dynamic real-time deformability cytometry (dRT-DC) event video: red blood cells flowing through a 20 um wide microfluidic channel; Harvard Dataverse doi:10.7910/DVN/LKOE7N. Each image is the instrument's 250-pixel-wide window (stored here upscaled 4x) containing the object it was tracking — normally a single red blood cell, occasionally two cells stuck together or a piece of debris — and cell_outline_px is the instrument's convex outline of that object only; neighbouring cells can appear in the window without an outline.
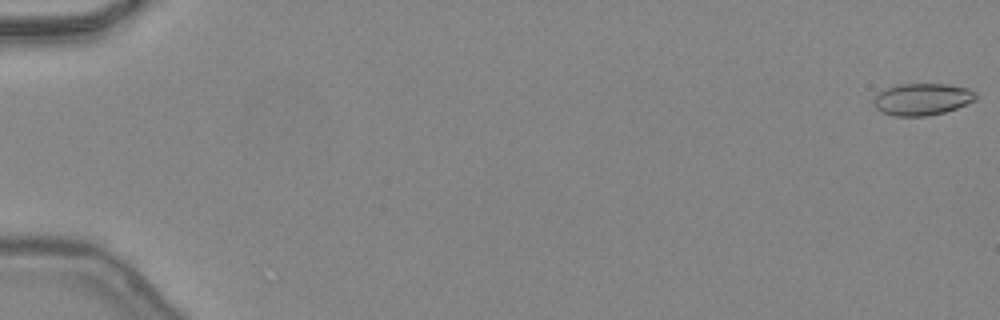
{"species": "common noctule bat (a hibernating species)", "species_latin": "Nyctalus noctula", "temperature_condition": "warm", "stored_images_in_passage": 48, "camera_frame_rate_fps": 3000, "um_per_image_px": 0.085, "animal": {"sex": "female", "body_mass_g": 24.6, "forearm_length_mm": 56.2}, "frame": {"image": 1, "passage_image": 1, "time_ms": 0.0, "image_size_px": [1000, 320], "cell_outline_px": [[976, 100], [956, 108], [944, 112], [928, 116], [892, 116], [880, 112], [872, 104], [872, 100], [880, 92], [888, 88], [900, 84], [948, 84], [968, 88], [976, 92]], "centroid_in_image_um": [78.38, 8.44], "position_along_channel_um": 6.6, "area_um2": 19.07}}
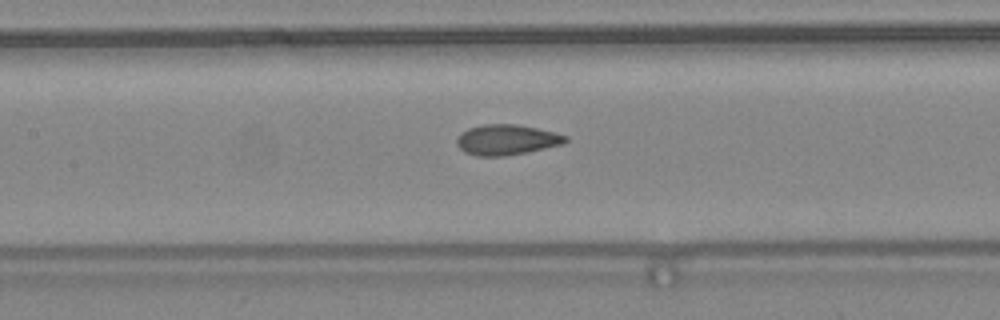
{"frame": {"image": 2, "passage_image": 24, "time_ms": 7.667, "image_size_px": [1000, 320], "cell_outline_px": [[568, 140], [564, 144], [528, 152], [504, 156], [476, 156], [464, 152], [456, 144], [456, 136], [460, 132], [468, 128], [484, 124], [516, 124], [556, 132], [568, 136]], "centroid_in_image_um": [43.05, 11.88], "position_along_channel_um": 164.3, "area_um2": 19.54}}
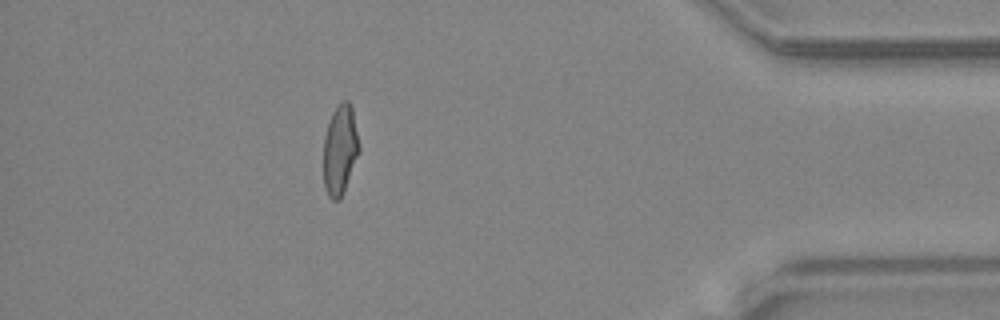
{"frame": {"image": 3, "passage_image": 43, "time_ms": 14.0, "image_size_px": [1000, 320], "cell_outline_px": [[360, 152], [344, 192], [340, 200], [332, 200], [328, 196], [324, 184], [324, 136], [332, 112], [344, 100], [348, 100], [352, 104], [360, 144]], "centroid_in_image_um": [28.93, 12.74], "position_along_channel_um": 406.3, "area_um2": 18.96}, "authors_computed_cell_mechanics": {"area_um2": 19.0162, "velocity_mm_per_s": 4.482, "shape_relaxation_time_tau1_ms": 8.7328, "shape_relaxation_time_tau2_ms": 0.9894, "deformation_change_tau1": 0.1986, "deformation_change_tau2": 0.0633}}